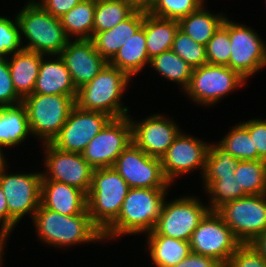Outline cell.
Here are the masks:
<instances>
[{
  "label": "cell",
  "instance_id": "6da1fadb",
  "mask_svg": "<svg viewBox=\"0 0 266 267\" xmlns=\"http://www.w3.org/2000/svg\"><path fill=\"white\" fill-rule=\"evenodd\" d=\"M167 191V188H130L117 219L102 233L103 239L154 230Z\"/></svg>",
  "mask_w": 266,
  "mask_h": 267
},
{
  "label": "cell",
  "instance_id": "7a4b0ae2",
  "mask_svg": "<svg viewBox=\"0 0 266 267\" xmlns=\"http://www.w3.org/2000/svg\"><path fill=\"white\" fill-rule=\"evenodd\" d=\"M32 219L40 240L51 246L60 248L104 240L88 210L79 215H62L40 204Z\"/></svg>",
  "mask_w": 266,
  "mask_h": 267
},
{
  "label": "cell",
  "instance_id": "3957f363",
  "mask_svg": "<svg viewBox=\"0 0 266 267\" xmlns=\"http://www.w3.org/2000/svg\"><path fill=\"white\" fill-rule=\"evenodd\" d=\"M16 19L20 34L29 41L23 46L25 50L55 57L70 41L61 20L46 12L38 1H28Z\"/></svg>",
  "mask_w": 266,
  "mask_h": 267
},
{
  "label": "cell",
  "instance_id": "277c9868",
  "mask_svg": "<svg viewBox=\"0 0 266 267\" xmlns=\"http://www.w3.org/2000/svg\"><path fill=\"white\" fill-rule=\"evenodd\" d=\"M130 78L109 63L89 83L77 90L75 105L87 111H99L112 118L128 116L121 97Z\"/></svg>",
  "mask_w": 266,
  "mask_h": 267
},
{
  "label": "cell",
  "instance_id": "5b68a950",
  "mask_svg": "<svg viewBox=\"0 0 266 267\" xmlns=\"http://www.w3.org/2000/svg\"><path fill=\"white\" fill-rule=\"evenodd\" d=\"M130 187L113 167L94 169L87 210L103 233L118 217Z\"/></svg>",
  "mask_w": 266,
  "mask_h": 267
},
{
  "label": "cell",
  "instance_id": "8992f818",
  "mask_svg": "<svg viewBox=\"0 0 266 267\" xmlns=\"http://www.w3.org/2000/svg\"><path fill=\"white\" fill-rule=\"evenodd\" d=\"M32 135L51 142L61 131L75 100L67 95L30 94L22 100Z\"/></svg>",
  "mask_w": 266,
  "mask_h": 267
},
{
  "label": "cell",
  "instance_id": "52a82bcc",
  "mask_svg": "<svg viewBox=\"0 0 266 267\" xmlns=\"http://www.w3.org/2000/svg\"><path fill=\"white\" fill-rule=\"evenodd\" d=\"M216 212L241 244H251L266 230V194L238 198Z\"/></svg>",
  "mask_w": 266,
  "mask_h": 267
},
{
  "label": "cell",
  "instance_id": "ba28073f",
  "mask_svg": "<svg viewBox=\"0 0 266 267\" xmlns=\"http://www.w3.org/2000/svg\"><path fill=\"white\" fill-rule=\"evenodd\" d=\"M245 80L228 66L207 63L192 70L189 85L184 92L197 104L213 105L226 94L244 85Z\"/></svg>",
  "mask_w": 266,
  "mask_h": 267
},
{
  "label": "cell",
  "instance_id": "9c48e42d",
  "mask_svg": "<svg viewBox=\"0 0 266 267\" xmlns=\"http://www.w3.org/2000/svg\"><path fill=\"white\" fill-rule=\"evenodd\" d=\"M189 244L193 253L212 257L223 266L241 245L216 211H210L199 223Z\"/></svg>",
  "mask_w": 266,
  "mask_h": 267
},
{
  "label": "cell",
  "instance_id": "30bf717a",
  "mask_svg": "<svg viewBox=\"0 0 266 267\" xmlns=\"http://www.w3.org/2000/svg\"><path fill=\"white\" fill-rule=\"evenodd\" d=\"M6 166L0 168V186L6 197L12 231L27 213L33 218L40 206L42 173L7 174Z\"/></svg>",
  "mask_w": 266,
  "mask_h": 267
},
{
  "label": "cell",
  "instance_id": "8fae6325",
  "mask_svg": "<svg viewBox=\"0 0 266 267\" xmlns=\"http://www.w3.org/2000/svg\"><path fill=\"white\" fill-rule=\"evenodd\" d=\"M163 202L154 231L174 239L188 241L196 227L210 212L200 199L184 196L174 201Z\"/></svg>",
  "mask_w": 266,
  "mask_h": 267
},
{
  "label": "cell",
  "instance_id": "7c38bea8",
  "mask_svg": "<svg viewBox=\"0 0 266 267\" xmlns=\"http://www.w3.org/2000/svg\"><path fill=\"white\" fill-rule=\"evenodd\" d=\"M132 143L129 116L112 118L81 153L93 169L113 167L118 156Z\"/></svg>",
  "mask_w": 266,
  "mask_h": 267
},
{
  "label": "cell",
  "instance_id": "4fadbf2b",
  "mask_svg": "<svg viewBox=\"0 0 266 267\" xmlns=\"http://www.w3.org/2000/svg\"><path fill=\"white\" fill-rule=\"evenodd\" d=\"M113 168L130 188H168L161 159L147 155L133 142L116 159Z\"/></svg>",
  "mask_w": 266,
  "mask_h": 267
},
{
  "label": "cell",
  "instance_id": "5bb4252c",
  "mask_svg": "<svg viewBox=\"0 0 266 267\" xmlns=\"http://www.w3.org/2000/svg\"><path fill=\"white\" fill-rule=\"evenodd\" d=\"M111 119L106 113L82 110L75 105L61 131L50 143L62 151L82 153Z\"/></svg>",
  "mask_w": 266,
  "mask_h": 267
},
{
  "label": "cell",
  "instance_id": "9a60e30c",
  "mask_svg": "<svg viewBox=\"0 0 266 267\" xmlns=\"http://www.w3.org/2000/svg\"><path fill=\"white\" fill-rule=\"evenodd\" d=\"M231 55L228 67L238 72L244 79L249 78L266 66V46L258 34L247 27L229 21Z\"/></svg>",
  "mask_w": 266,
  "mask_h": 267
},
{
  "label": "cell",
  "instance_id": "2e32d148",
  "mask_svg": "<svg viewBox=\"0 0 266 267\" xmlns=\"http://www.w3.org/2000/svg\"><path fill=\"white\" fill-rule=\"evenodd\" d=\"M43 145L46 151L44 163L48 173H42V180L66 183L88 195L94 169L85 161L82 154L62 151L50 142Z\"/></svg>",
  "mask_w": 266,
  "mask_h": 267
},
{
  "label": "cell",
  "instance_id": "e0dca14e",
  "mask_svg": "<svg viewBox=\"0 0 266 267\" xmlns=\"http://www.w3.org/2000/svg\"><path fill=\"white\" fill-rule=\"evenodd\" d=\"M208 150L209 143L207 144L181 131L161 158L165 178L171 184L176 176L179 177V175L197 168L202 170L203 177Z\"/></svg>",
  "mask_w": 266,
  "mask_h": 267
},
{
  "label": "cell",
  "instance_id": "ac0fdd59",
  "mask_svg": "<svg viewBox=\"0 0 266 267\" xmlns=\"http://www.w3.org/2000/svg\"><path fill=\"white\" fill-rule=\"evenodd\" d=\"M132 142L147 155L161 159L174 139L180 134L174 121L162 115H152L137 123L131 119ZM133 120V121H132Z\"/></svg>",
  "mask_w": 266,
  "mask_h": 267
},
{
  "label": "cell",
  "instance_id": "d6986e66",
  "mask_svg": "<svg viewBox=\"0 0 266 267\" xmlns=\"http://www.w3.org/2000/svg\"><path fill=\"white\" fill-rule=\"evenodd\" d=\"M59 56L69 70L77 90L96 77L108 63L96 51L91 40H70Z\"/></svg>",
  "mask_w": 266,
  "mask_h": 267
},
{
  "label": "cell",
  "instance_id": "ffe728a7",
  "mask_svg": "<svg viewBox=\"0 0 266 267\" xmlns=\"http://www.w3.org/2000/svg\"><path fill=\"white\" fill-rule=\"evenodd\" d=\"M40 204L62 215H79L87 210V195L66 183L41 180Z\"/></svg>",
  "mask_w": 266,
  "mask_h": 267
},
{
  "label": "cell",
  "instance_id": "44dd1931",
  "mask_svg": "<svg viewBox=\"0 0 266 267\" xmlns=\"http://www.w3.org/2000/svg\"><path fill=\"white\" fill-rule=\"evenodd\" d=\"M55 60L41 58L39 74L33 94L43 95H67L74 100L77 96V89L73 84L69 70L64 61L58 55Z\"/></svg>",
  "mask_w": 266,
  "mask_h": 267
},
{
  "label": "cell",
  "instance_id": "7402d4cb",
  "mask_svg": "<svg viewBox=\"0 0 266 267\" xmlns=\"http://www.w3.org/2000/svg\"><path fill=\"white\" fill-rule=\"evenodd\" d=\"M143 22L144 13L134 11L112 29L94 33L91 41L96 51L109 62L130 37L142 27Z\"/></svg>",
  "mask_w": 266,
  "mask_h": 267
},
{
  "label": "cell",
  "instance_id": "603a6c76",
  "mask_svg": "<svg viewBox=\"0 0 266 267\" xmlns=\"http://www.w3.org/2000/svg\"><path fill=\"white\" fill-rule=\"evenodd\" d=\"M43 54L22 49L7 59L17 94L24 99L33 94Z\"/></svg>",
  "mask_w": 266,
  "mask_h": 267
},
{
  "label": "cell",
  "instance_id": "cb8c5ba5",
  "mask_svg": "<svg viewBox=\"0 0 266 267\" xmlns=\"http://www.w3.org/2000/svg\"><path fill=\"white\" fill-rule=\"evenodd\" d=\"M150 60L146 48L145 29L141 27L108 63L131 79V76L143 70L147 63L150 64Z\"/></svg>",
  "mask_w": 266,
  "mask_h": 267
},
{
  "label": "cell",
  "instance_id": "d4e9b609",
  "mask_svg": "<svg viewBox=\"0 0 266 267\" xmlns=\"http://www.w3.org/2000/svg\"><path fill=\"white\" fill-rule=\"evenodd\" d=\"M142 27L145 29L147 54L150 59L171 50L179 22L144 13Z\"/></svg>",
  "mask_w": 266,
  "mask_h": 267
},
{
  "label": "cell",
  "instance_id": "484cf974",
  "mask_svg": "<svg viewBox=\"0 0 266 267\" xmlns=\"http://www.w3.org/2000/svg\"><path fill=\"white\" fill-rule=\"evenodd\" d=\"M147 234V247L156 267L176 266L192 252L188 241L158 235L154 230Z\"/></svg>",
  "mask_w": 266,
  "mask_h": 267
},
{
  "label": "cell",
  "instance_id": "4316f807",
  "mask_svg": "<svg viewBox=\"0 0 266 267\" xmlns=\"http://www.w3.org/2000/svg\"><path fill=\"white\" fill-rule=\"evenodd\" d=\"M31 134L23 103L0 107V148L14 147Z\"/></svg>",
  "mask_w": 266,
  "mask_h": 267
},
{
  "label": "cell",
  "instance_id": "83f0119b",
  "mask_svg": "<svg viewBox=\"0 0 266 267\" xmlns=\"http://www.w3.org/2000/svg\"><path fill=\"white\" fill-rule=\"evenodd\" d=\"M225 15L217 16L209 12L204 4L195 12L181 18L179 28L190 36L195 42L206 46L215 32L223 24Z\"/></svg>",
  "mask_w": 266,
  "mask_h": 267
},
{
  "label": "cell",
  "instance_id": "f1b7e54d",
  "mask_svg": "<svg viewBox=\"0 0 266 267\" xmlns=\"http://www.w3.org/2000/svg\"><path fill=\"white\" fill-rule=\"evenodd\" d=\"M94 13L95 2L82 0L64 14L60 20L67 37L71 40V35H76V40H91L93 36Z\"/></svg>",
  "mask_w": 266,
  "mask_h": 267
},
{
  "label": "cell",
  "instance_id": "f546056e",
  "mask_svg": "<svg viewBox=\"0 0 266 267\" xmlns=\"http://www.w3.org/2000/svg\"><path fill=\"white\" fill-rule=\"evenodd\" d=\"M149 65L164 78L181 84L183 90L188 87L193 68L172 50L154 56Z\"/></svg>",
  "mask_w": 266,
  "mask_h": 267
},
{
  "label": "cell",
  "instance_id": "4dcf8cb0",
  "mask_svg": "<svg viewBox=\"0 0 266 267\" xmlns=\"http://www.w3.org/2000/svg\"><path fill=\"white\" fill-rule=\"evenodd\" d=\"M239 161L219 144H209L205 171L202 177L205 183L204 187L206 188L212 181L235 175Z\"/></svg>",
  "mask_w": 266,
  "mask_h": 267
},
{
  "label": "cell",
  "instance_id": "1f68e13d",
  "mask_svg": "<svg viewBox=\"0 0 266 267\" xmlns=\"http://www.w3.org/2000/svg\"><path fill=\"white\" fill-rule=\"evenodd\" d=\"M239 186L247 195L266 194V161H239L235 171Z\"/></svg>",
  "mask_w": 266,
  "mask_h": 267
},
{
  "label": "cell",
  "instance_id": "d6a6232c",
  "mask_svg": "<svg viewBox=\"0 0 266 267\" xmlns=\"http://www.w3.org/2000/svg\"><path fill=\"white\" fill-rule=\"evenodd\" d=\"M134 11L120 0L95 2L93 34L112 29L127 19Z\"/></svg>",
  "mask_w": 266,
  "mask_h": 267
},
{
  "label": "cell",
  "instance_id": "836d02e7",
  "mask_svg": "<svg viewBox=\"0 0 266 267\" xmlns=\"http://www.w3.org/2000/svg\"><path fill=\"white\" fill-rule=\"evenodd\" d=\"M218 144L240 161L258 160L257 149H254L249 131L242 123L234 126Z\"/></svg>",
  "mask_w": 266,
  "mask_h": 267
},
{
  "label": "cell",
  "instance_id": "e575fe53",
  "mask_svg": "<svg viewBox=\"0 0 266 267\" xmlns=\"http://www.w3.org/2000/svg\"><path fill=\"white\" fill-rule=\"evenodd\" d=\"M205 191H207L209 195H212L210 197L211 204L208 205L210 211H217L225 203L247 196L239 186L235 175L212 181L205 188Z\"/></svg>",
  "mask_w": 266,
  "mask_h": 267
},
{
  "label": "cell",
  "instance_id": "d590c367",
  "mask_svg": "<svg viewBox=\"0 0 266 267\" xmlns=\"http://www.w3.org/2000/svg\"><path fill=\"white\" fill-rule=\"evenodd\" d=\"M171 50L193 69L208 63L205 46L195 42L180 28L175 34Z\"/></svg>",
  "mask_w": 266,
  "mask_h": 267
},
{
  "label": "cell",
  "instance_id": "8d00e7d4",
  "mask_svg": "<svg viewBox=\"0 0 266 267\" xmlns=\"http://www.w3.org/2000/svg\"><path fill=\"white\" fill-rule=\"evenodd\" d=\"M204 0H152L150 14L179 21L181 18L197 11Z\"/></svg>",
  "mask_w": 266,
  "mask_h": 267
},
{
  "label": "cell",
  "instance_id": "74e56055",
  "mask_svg": "<svg viewBox=\"0 0 266 267\" xmlns=\"http://www.w3.org/2000/svg\"><path fill=\"white\" fill-rule=\"evenodd\" d=\"M230 45L229 20L226 17L223 24L205 46L207 62L214 65L228 66L231 55Z\"/></svg>",
  "mask_w": 266,
  "mask_h": 267
},
{
  "label": "cell",
  "instance_id": "f35d334b",
  "mask_svg": "<svg viewBox=\"0 0 266 267\" xmlns=\"http://www.w3.org/2000/svg\"><path fill=\"white\" fill-rule=\"evenodd\" d=\"M20 28L15 18L14 21L0 16V55L9 56L23 49Z\"/></svg>",
  "mask_w": 266,
  "mask_h": 267
},
{
  "label": "cell",
  "instance_id": "ab89813d",
  "mask_svg": "<svg viewBox=\"0 0 266 267\" xmlns=\"http://www.w3.org/2000/svg\"><path fill=\"white\" fill-rule=\"evenodd\" d=\"M6 58L0 55V107L17 105L23 100L14 88Z\"/></svg>",
  "mask_w": 266,
  "mask_h": 267
},
{
  "label": "cell",
  "instance_id": "60d3db41",
  "mask_svg": "<svg viewBox=\"0 0 266 267\" xmlns=\"http://www.w3.org/2000/svg\"><path fill=\"white\" fill-rule=\"evenodd\" d=\"M225 267H266V259L251 244H241Z\"/></svg>",
  "mask_w": 266,
  "mask_h": 267
},
{
  "label": "cell",
  "instance_id": "b9f144b4",
  "mask_svg": "<svg viewBox=\"0 0 266 267\" xmlns=\"http://www.w3.org/2000/svg\"><path fill=\"white\" fill-rule=\"evenodd\" d=\"M249 131V135L257 149L258 160L266 161V120L251 119L242 123Z\"/></svg>",
  "mask_w": 266,
  "mask_h": 267
},
{
  "label": "cell",
  "instance_id": "7bdbcfd3",
  "mask_svg": "<svg viewBox=\"0 0 266 267\" xmlns=\"http://www.w3.org/2000/svg\"><path fill=\"white\" fill-rule=\"evenodd\" d=\"M81 1L82 0H41L38 3L46 12L60 19Z\"/></svg>",
  "mask_w": 266,
  "mask_h": 267
},
{
  "label": "cell",
  "instance_id": "ee69618b",
  "mask_svg": "<svg viewBox=\"0 0 266 267\" xmlns=\"http://www.w3.org/2000/svg\"><path fill=\"white\" fill-rule=\"evenodd\" d=\"M173 267H223L216 259L191 252L186 258Z\"/></svg>",
  "mask_w": 266,
  "mask_h": 267
},
{
  "label": "cell",
  "instance_id": "f6af8a7d",
  "mask_svg": "<svg viewBox=\"0 0 266 267\" xmlns=\"http://www.w3.org/2000/svg\"><path fill=\"white\" fill-rule=\"evenodd\" d=\"M121 2L128 5L133 11L149 13L152 0H120Z\"/></svg>",
  "mask_w": 266,
  "mask_h": 267
},
{
  "label": "cell",
  "instance_id": "bcb514c9",
  "mask_svg": "<svg viewBox=\"0 0 266 267\" xmlns=\"http://www.w3.org/2000/svg\"><path fill=\"white\" fill-rule=\"evenodd\" d=\"M0 222L3 227L9 229V211L6 202L5 194L3 193L2 187L0 186Z\"/></svg>",
  "mask_w": 266,
  "mask_h": 267
},
{
  "label": "cell",
  "instance_id": "7dc6e473",
  "mask_svg": "<svg viewBox=\"0 0 266 267\" xmlns=\"http://www.w3.org/2000/svg\"><path fill=\"white\" fill-rule=\"evenodd\" d=\"M251 245L266 259V230Z\"/></svg>",
  "mask_w": 266,
  "mask_h": 267
},
{
  "label": "cell",
  "instance_id": "c3c4849f",
  "mask_svg": "<svg viewBox=\"0 0 266 267\" xmlns=\"http://www.w3.org/2000/svg\"><path fill=\"white\" fill-rule=\"evenodd\" d=\"M11 233V231L5 227H1L0 229V265H1V261H2V251H4V246L6 245V238L8 237V235Z\"/></svg>",
  "mask_w": 266,
  "mask_h": 267
},
{
  "label": "cell",
  "instance_id": "681fc988",
  "mask_svg": "<svg viewBox=\"0 0 266 267\" xmlns=\"http://www.w3.org/2000/svg\"><path fill=\"white\" fill-rule=\"evenodd\" d=\"M4 155L1 151V148H0V168L3 167L5 164H6V161L4 160Z\"/></svg>",
  "mask_w": 266,
  "mask_h": 267
},
{
  "label": "cell",
  "instance_id": "f907efd6",
  "mask_svg": "<svg viewBox=\"0 0 266 267\" xmlns=\"http://www.w3.org/2000/svg\"><path fill=\"white\" fill-rule=\"evenodd\" d=\"M89 1H94V2H98V1H102V0H89Z\"/></svg>",
  "mask_w": 266,
  "mask_h": 267
}]
</instances>
